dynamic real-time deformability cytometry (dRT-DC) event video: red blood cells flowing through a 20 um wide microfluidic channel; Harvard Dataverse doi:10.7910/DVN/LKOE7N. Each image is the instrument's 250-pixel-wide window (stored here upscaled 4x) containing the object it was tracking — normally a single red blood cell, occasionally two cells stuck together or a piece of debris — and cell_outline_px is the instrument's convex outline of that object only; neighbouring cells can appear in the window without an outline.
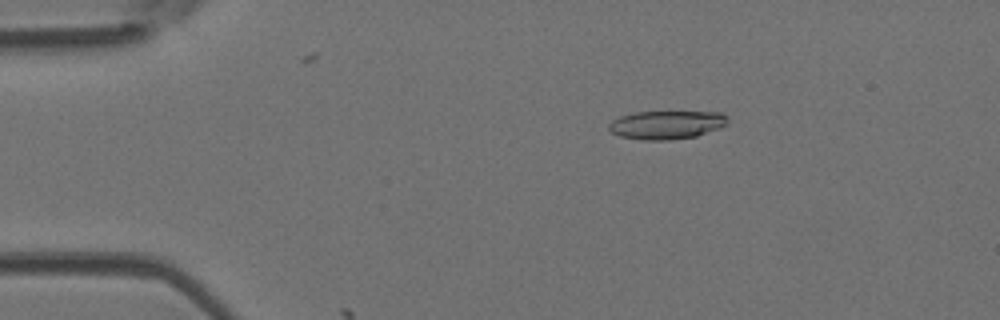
{"species": "Egyptian fruit bat (a non-hibernating species)", "species_latin": "Rousettus aegyptiacus", "temperature_condition": "room temperature", "stored_images_in_passage": 11, "camera_frame_rate_fps": 3000, "um_per_image_px": 0.085, "animal": {"sex": "female"}, "frame": {"image": 1, "passage_image": 9, "time_ms": 2.667, "image_size_px": [1000, 320], "cell_outline_px": [[728, 120], [720, 128], [696, 136], [668, 140], [644, 140], [620, 136], [612, 132], [608, 128], [608, 124], [612, 120], [620, 116], [636, 112], [720, 112], [728, 116]], "centroid_in_image_um": [56.65, 10.61], "position_along_channel_um": 28.4, "area_um2": 19.59}}